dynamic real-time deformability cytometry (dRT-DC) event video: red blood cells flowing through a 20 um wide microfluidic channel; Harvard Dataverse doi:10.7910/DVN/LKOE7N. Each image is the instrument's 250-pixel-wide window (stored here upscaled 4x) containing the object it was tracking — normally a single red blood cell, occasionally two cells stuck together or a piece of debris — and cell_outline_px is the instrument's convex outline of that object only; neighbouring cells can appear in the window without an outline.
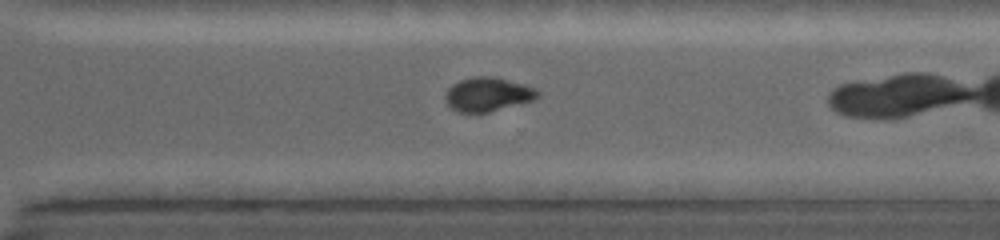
{"species": "common noctule bat (a hibernating species)", "species_latin": "Nyctalus noctula", "temperature_condition": "warm", "stored_images_in_passage": 23, "camera_frame_rate_fps": 5000, "um_per_image_px": 0.085, "animal": {"sex": "female", "body_mass_g": 19.0, "forearm_length_mm": 53.3}, "frame": {"image": 1, "passage_image": 17, "time_ms": 6.8, "image_size_px": [1000, 240], "cell_outline_px": [[540, 96], [532, 100], [488, 112], [456, 112], [444, 100], [444, 96], [448, 88], [452, 84], [460, 80], [476, 76], [496, 76], [536, 88], [540, 92]], "centroid_in_image_um": [41.44, 8.0], "position_along_channel_um": 329.2, "area_um2": 18.26}, "authors_computed_cell_mechanics": {"area_um2": 18.7272, "velocity_mm_per_s": 4.3425, "shape_relaxation_time_tau1_ms": 4.6067, "shape_relaxation_time_tau2_ms": null, "deformation_change_tau1": 0.1693, "deformation_change_tau2": null}}